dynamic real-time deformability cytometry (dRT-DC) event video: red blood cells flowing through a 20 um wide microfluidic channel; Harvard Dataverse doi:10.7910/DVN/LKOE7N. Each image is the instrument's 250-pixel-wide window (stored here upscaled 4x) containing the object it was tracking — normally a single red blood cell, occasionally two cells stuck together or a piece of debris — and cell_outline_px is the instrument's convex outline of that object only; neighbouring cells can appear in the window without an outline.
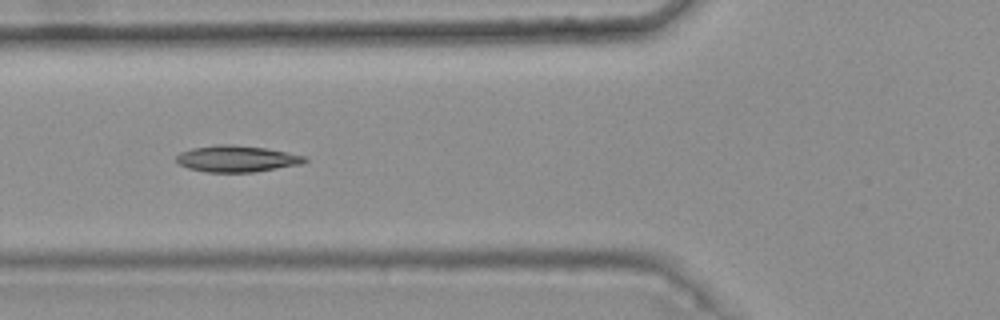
{"species": "common noctule bat (a hibernating species)", "species_latin": "Nyctalus noctula", "temperature_condition": "warm", "stored_images_in_passage": 6, "camera_frame_rate_fps": 3000, "um_per_image_px": 0.085, "animal": {"sex": "female", "body_mass_g": 25.1}, "frame": {"image": 1, "passage_image": 4, "time_ms": 1.0, "image_size_px": [1000, 320], "cell_outline_px": [[308, 160], [304, 164], [252, 172], [204, 172], [188, 168], [180, 164], [176, 160], [176, 156], [180, 152], [192, 148], [216, 144], [232, 144], [264, 148], [304, 156]], "centroid_in_image_um": [20.1, 13.49], "position_along_channel_um": 105.7, "area_um2": 19.71}}
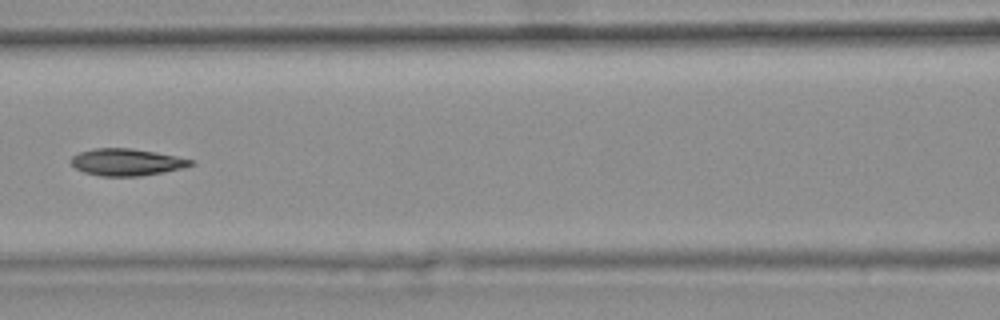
{"frame": {"image": 2, "passage_image": 5, "time_ms": 1.333, "image_size_px": [1000, 320], "cell_outline_px": [[196, 164], [180, 168], [140, 176], [100, 176], [84, 172], [76, 168], [68, 160], [72, 156], [80, 152], [96, 148], [128, 148], [156, 152], [196, 160]], "centroid_in_image_um": [10.75, 13.78], "position_along_channel_um": 155.8, "area_um2": 18.73}}